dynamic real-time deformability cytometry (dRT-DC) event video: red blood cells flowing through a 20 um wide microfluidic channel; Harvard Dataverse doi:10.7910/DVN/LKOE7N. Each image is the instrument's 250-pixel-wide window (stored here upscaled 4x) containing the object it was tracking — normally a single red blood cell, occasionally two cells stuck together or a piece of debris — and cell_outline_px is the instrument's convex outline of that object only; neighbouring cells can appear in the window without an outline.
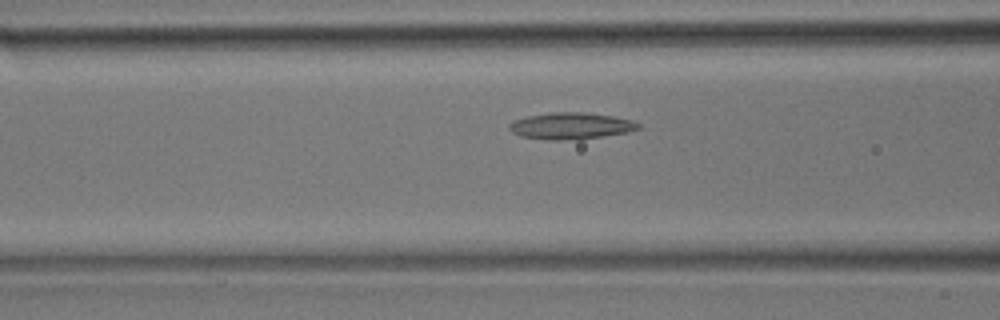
{"species": "common noctule bat (a hibernating species)", "species_latin": "Nyctalus noctula", "temperature_condition": "room temperature", "stored_images_in_passage": 29, "camera_frame_rate_fps": 3000, "um_per_image_px": 0.085, "animal": {"sex": "male", "body_mass_g": 17.9}, "frame": {"image": 1, "passage_image": 10, "time_ms": 3.0, "image_size_px": [1000, 320], "cell_outline_px": [[640, 128], [628, 132], [580, 140], [548, 140], [520, 136], [512, 132], [508, 128], [508, 124], [512, 120], [528, 116], [552, 112], [584, 112], [612, 116], [632, 120], [640, 124]], "centroid_in_image_um": [48.5, 10.71], "position_along_channel_um": 118.1, "area_um2": 20.23}}
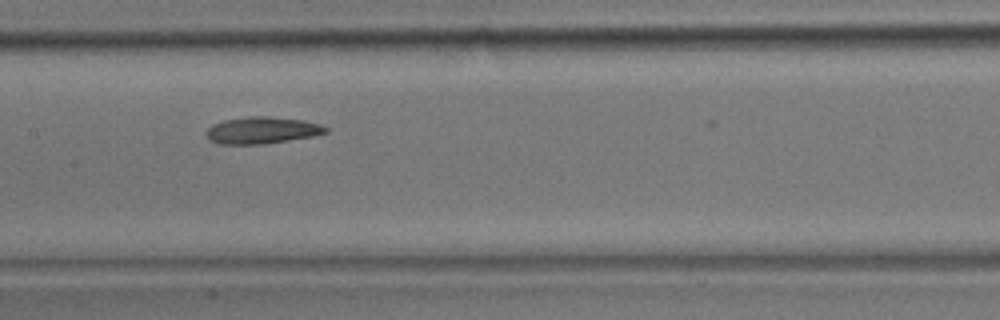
{"frame": {"image": 2, "passage_image": 14, "time_ms": 4.333, "image_size_px": [1000, 320], "cell_outline_px": [[328, 132], [312, 136], [264, 144], [220, 144], [208, 140], [204, 132], [212, 124], [224, 120], [248, 116], [268, 116], [304, 120], [320, 124], [328, 128]], "centroid_in_image_um": [22.23, 11.07], "position_along_channel_um": 185.2, "area_um2": 18.79}}
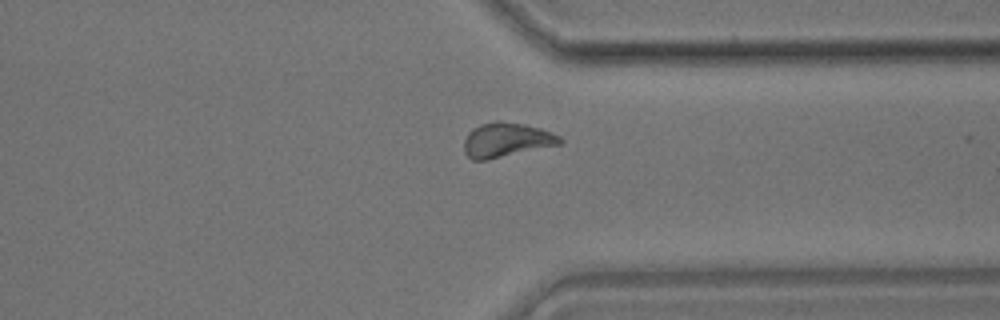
{"frame": {"image": 3, "passage_image": 25, "time_ms": 8.0, "image_size_px": [1000, 320], "cell_outline_px": [[564, 140], [560, 144], [484, 160], [472, 160], [464, 152], [464, 140], [468, 132], [472, 128], [480, 124], [524, 124], [540, 128], [560, 136]], "centroid_in_image_um": [43.03, 11.93], "position_along_channel_um": 368.4, "area_um2": 18.44}}